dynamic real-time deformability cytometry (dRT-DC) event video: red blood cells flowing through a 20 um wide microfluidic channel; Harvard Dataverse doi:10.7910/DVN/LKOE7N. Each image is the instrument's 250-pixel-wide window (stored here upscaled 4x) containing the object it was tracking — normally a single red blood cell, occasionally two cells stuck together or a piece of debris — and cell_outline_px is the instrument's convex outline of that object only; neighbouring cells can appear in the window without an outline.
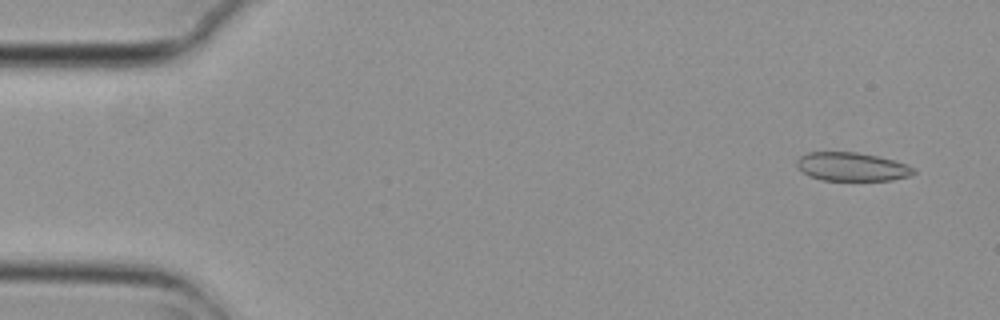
{"species": "common noctule bat (a hibernating species)", "species_latin": "Nyctalus noctula", "temperature_condition": "cold", "stored_images_in_passage": 4, "camera_frame_rate_fps": 3000, "um_per_image_px": 0.085, "animal": {"sex": "female", "body_mass_g": 29.2, "forearm_length_mm": 56.3}, "frame": {"image": 1, "passage_image": 1, "time_ms": 0.0, "image_size_px": [1000, 320], "cell_outline_px": [[916, 172], [908, 176], [892, 180], [824, 180], [808, 176], [796, 164], [796, 160], [800, 156], [808, 152], [856, 152], [896, 160], [908, 164], [916, 168]], "centroid_in_image_um": [72.44, 14.17], "position_along_channel_um": 12.6, "area_um2": 19.48}}